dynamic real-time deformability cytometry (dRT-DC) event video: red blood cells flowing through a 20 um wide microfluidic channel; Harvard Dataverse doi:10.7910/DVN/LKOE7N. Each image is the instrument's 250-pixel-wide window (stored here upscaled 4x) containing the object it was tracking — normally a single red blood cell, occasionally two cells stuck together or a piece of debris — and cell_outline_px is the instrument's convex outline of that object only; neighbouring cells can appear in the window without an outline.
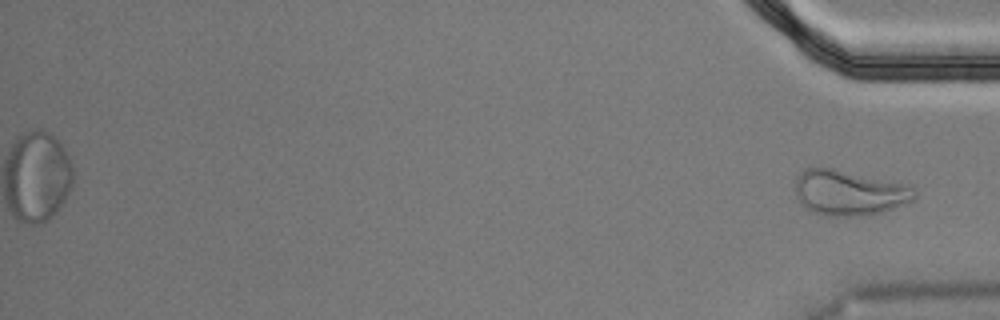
{"species": "Egyptian fruit bat (a non-hibernating species)", "species_latin": "Rousettus aegyptiacus", "temperature_condition": "cold", "stored_images_in_passage": 43, "segment_of_instrument_passage": [2, 2], "camera_frame_rate_fps": 3000, "um_per_image_px": 0.085, "animal": {"sex": "male"}, "frame": {"image": 1, "passage_image": 43, "time_ms": 14.0, "image_size_px": [1000, 320], "cell_outline_px": [[916, 196], [912, 200], [892, 208], [880, 212], [856, 216], [828, 216], [812, 212], [804, 208], [796, 200], [796, 176], [804, 168], [836, 168], [916, 188]], "centroid_in_image_um": [72.08, 16.38], "position_along_channel_um": 363.1, "area_um2": 31.21}}